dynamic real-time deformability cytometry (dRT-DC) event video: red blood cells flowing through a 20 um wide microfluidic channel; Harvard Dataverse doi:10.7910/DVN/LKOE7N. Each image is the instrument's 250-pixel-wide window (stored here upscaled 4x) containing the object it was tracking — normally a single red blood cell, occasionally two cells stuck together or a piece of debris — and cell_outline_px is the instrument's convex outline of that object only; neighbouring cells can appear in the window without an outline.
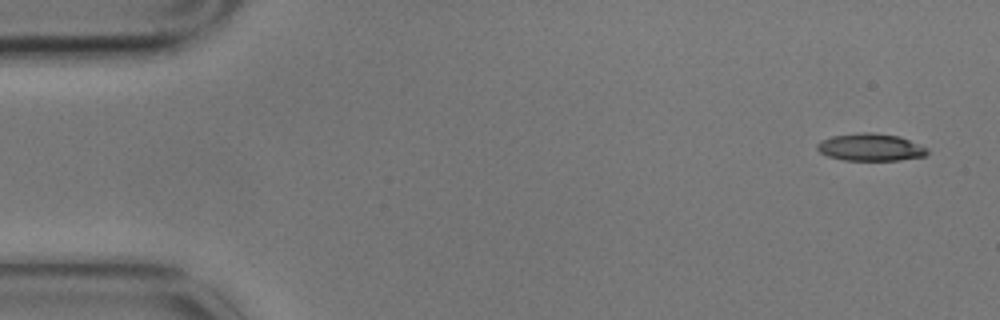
{"species": "common noctule bat (a hibernating species)", "species_latin": "Nyctalus noctula", "temperature_condition": "cold", "stored_images_in_passage": 4, "camera_frame_rate_fps": 3000, "um_per_image_px": 0.085, "animal": {"sex": "male", "body_mass_g": 17.9}, "frame": {"image": 1, "passage_image": 1, "time_ms": 0.0, "image_size_px": [1000, 320], "cell_outline_px": [[928, 152], [924, 156], [900, 160], [844, 160], [828, 156], [820, 152], [816, 148], [816, 144], [820, 140], [832, 136], [860, 132], [872, 132], [900, 136], [928, 148]], "centroid_in_image_um": [73.98, 12.51], "position_along_channel_um": 11.0, "area_um2": 17.63}}
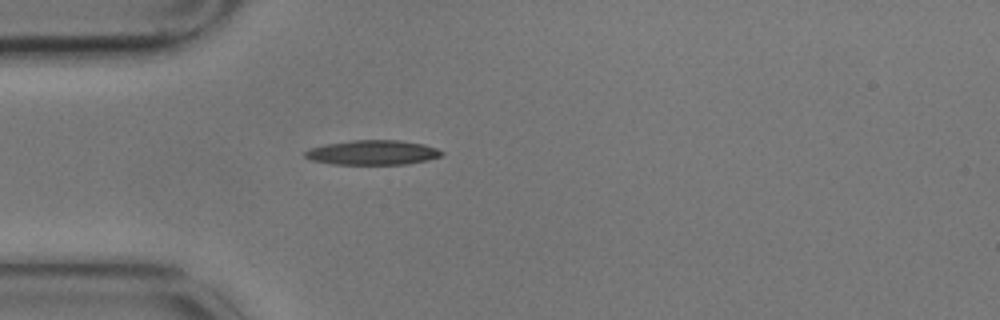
{"frame": {"image": 2, "passage_image": 4, "time_ms": 1.0, "image_size_px": [1000, 320], "cell_outline_px": [[444, 156], [428, 160], [408, 164], [332, 164], [312, 160], [304, 156], [304, 152], [312, 148], [324, 144], [352, 140], [400, 140], [424, 144], [436, 148], [444, 152]], "centroid_in_image_um": [31.72, 12.96], "position_along_channel_um": 53.3, "area_um2": 19.71}}